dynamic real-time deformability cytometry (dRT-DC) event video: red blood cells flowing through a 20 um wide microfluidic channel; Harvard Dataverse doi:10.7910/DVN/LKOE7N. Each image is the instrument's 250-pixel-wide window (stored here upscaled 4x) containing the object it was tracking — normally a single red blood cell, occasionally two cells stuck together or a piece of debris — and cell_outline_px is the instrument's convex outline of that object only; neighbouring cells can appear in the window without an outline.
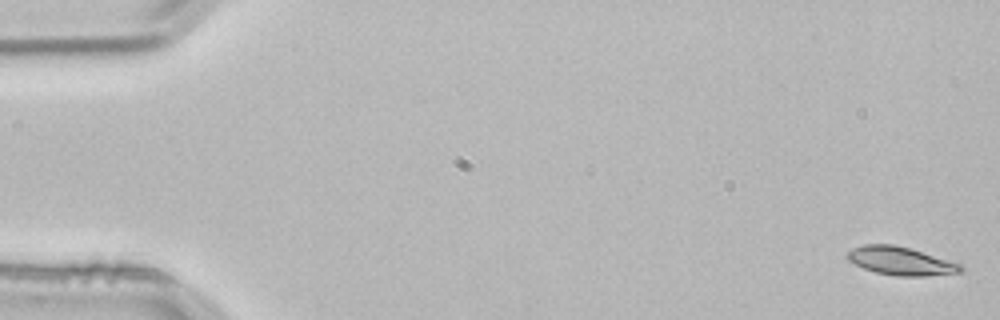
{"species": "common noctule bat (a hibernating species)", "species_latin": "Nyctalus noctula", "temperature_condition": "room temperature", "stored_images_in_passage": 4, "camera_frame_rate_fps": 3000, "um_per_image_px": 0.085, "animal": {"sex": "male", "body_mass_g": 21.5, "forearm_length_mm": 52.0}, "frame": {"image": 1, "passage_image": 1, "time_ms": 0.0, "image_size_px": [1000, 320], "cell_outline_px": [[964, 272], [924, 276], [896, 276], [876, 272], [864, 268], [848, 260], [844, 256], [852, 248], [864, 244], [892, 244], [912, 248], [964, 264]], "centroid_in_image_um": [76.62, 22.17], "position_along_channel_um": 8.4, "area_um2": 19.02}}
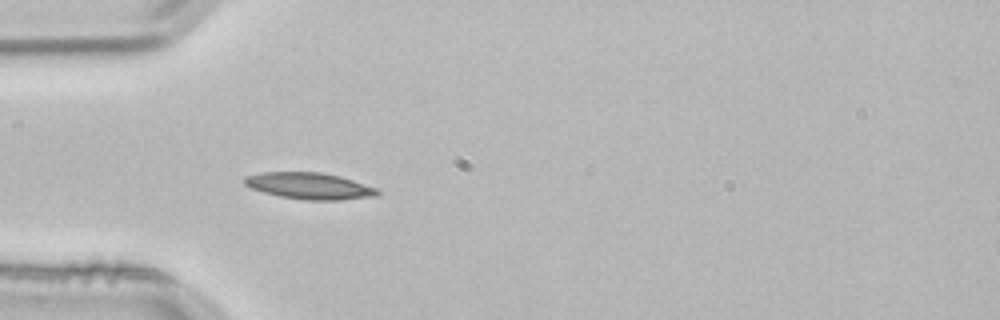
{"frame": {"image": 2, "passage_image": 4, "time_ms": 1.0, "image_size_px": [1000, 320], "cell_outline_px": [[380, 196], [340, 200], [304, 200], [280, 196], [264, 192], [252, 188], [244, 184], [244, 176], [264, 172], [320, 172], [340, 176], [376, 188], [380, 192]], "centroid_in_image_um": [26.32, 15.81], "position_along_channel_um": 58.7, "area_um2": 20.52}}